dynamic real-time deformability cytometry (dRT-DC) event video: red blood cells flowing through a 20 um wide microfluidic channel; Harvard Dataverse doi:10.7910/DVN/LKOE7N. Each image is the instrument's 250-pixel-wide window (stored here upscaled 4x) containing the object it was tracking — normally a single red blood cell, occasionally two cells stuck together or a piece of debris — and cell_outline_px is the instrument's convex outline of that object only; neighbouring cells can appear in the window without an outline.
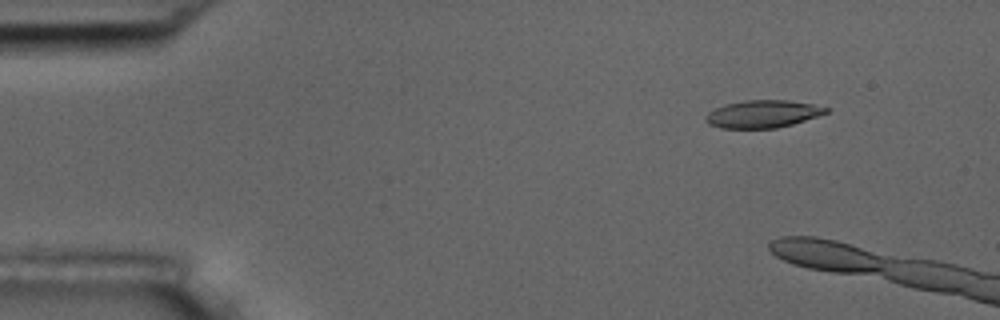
{"species": "common noctule bat (a hibernating species)", "species_latin": "Nyctalus noctula", "temperature_condition": "room temperature", "stored_images_in_passage": 15, "camera_frame_rate_fps": 3000, "um_per_image_px": 0.085, "animal": {"sex": "male", "body_mass_g": 17.5, "forearm_length_mm": 52.3}, "frame": {"image": 1, "passage_image": 7, "time_ms": 2.0, "image_size_px": [1000, 320], "cell_outline_px": [[832, 108], [828, 112], [792, 124], [776, 128], [720, 128], [708, 124], [704, 120], [704, 116], [708, 112], [724, 104], [744, 100], [788, 100], [812, 104]], "centroid_in_image_um": [64.8, 9.68], "position_along_channel_um": 20.2, "area_um2": 19.36}}